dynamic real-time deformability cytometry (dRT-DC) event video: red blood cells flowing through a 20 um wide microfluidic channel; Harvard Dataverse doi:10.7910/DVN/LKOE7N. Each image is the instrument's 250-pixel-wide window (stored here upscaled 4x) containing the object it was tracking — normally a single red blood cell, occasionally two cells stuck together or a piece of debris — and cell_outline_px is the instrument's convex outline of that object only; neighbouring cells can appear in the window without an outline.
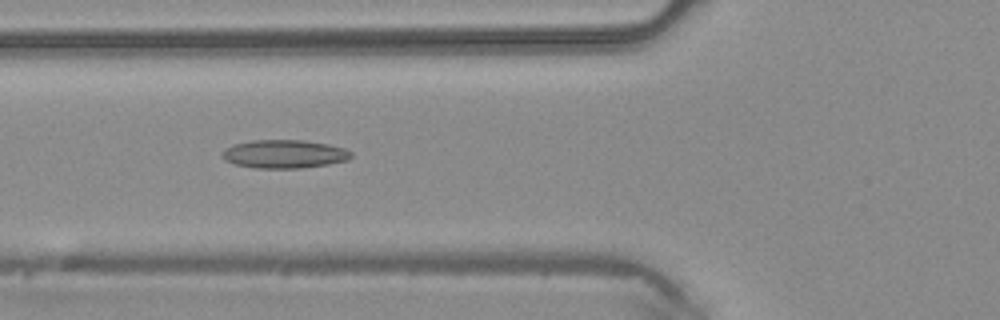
{"species": "common noctule bat (a hibernating species)", "species_latin": "Nyctalus noctula", "temperature_condition": "warm", "stored_images_in_passage": 47, "camera_frame_rate_fps": 3000, "um_per_image_px": 0.085, "animal": {"sex": "male", "body_mass_g": 20.4}, "frame": {"image": 1, "passage_image": 17, "time_ms": 5.333, "image_size_px": [1000, 320], "cell_outline_px": [[352, 156], [348, 160], [328, 164], [300, 168], [256, 168], [236, 164], [224, 160], [220, 156], [228, 148], [236, 144], [252, 140], [304, 140], [328, 144], [344, 148], [352, 152]], "centroid_in_image_um": [24.2, 13.09], "position_along_channel_um": 101.6, "area_um2": 21.15}}
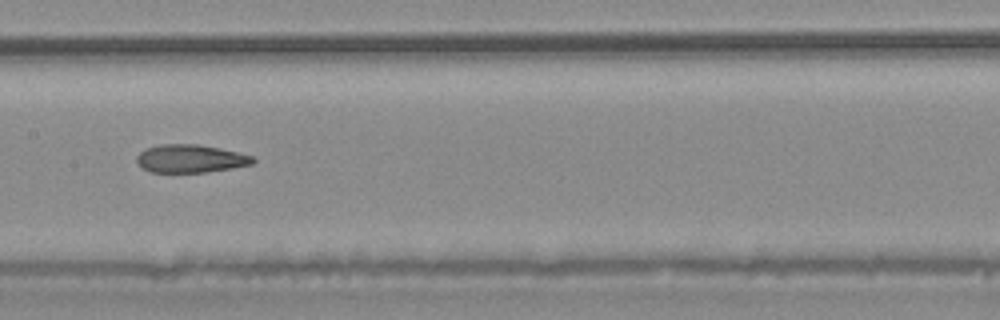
{"frame": {"image": 2, "passage_image": 23, "time_ms": 7.333, "image_size_px": [1000, 320], "cell_outline_px": [[256, 160], [252, 164], [232, 168], [204, 172], [148, 172], [136, 160], [136, 156], [144, 148], [160, 144], [196, 144], [220, 148], [252, 156]], "centroid_in_image_um": [16.16, 13.48], "position_along_channel_um": 191.2, "area_um2": 18.9}}
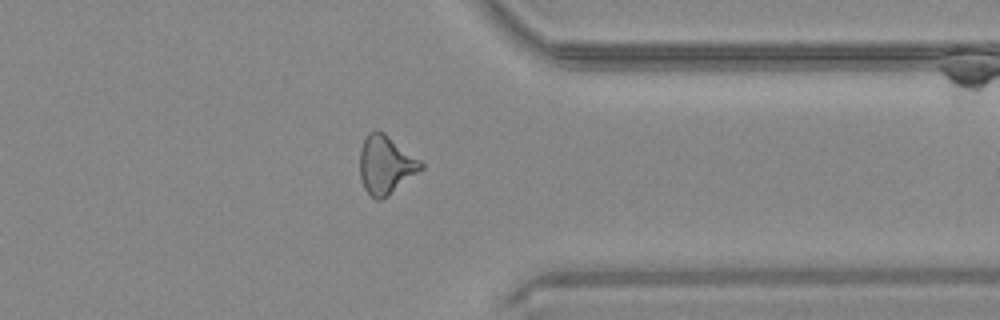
{"frame": {"image": 3, "passage_image": 36, "time_ms": 11.667, "image_size_px": [1000, 320], "cell_outline_px": [[424, 168], [388, 196], [380, 200], [376, 200], [364, 188], [360, 176], [360, 152], [364, 140], [368, 132], [384, 132], [420, 160], [424, 164]], "centroid_in_image_um": [32.79, 14.03], "position_along_channel_um": 378.6, "area_um2": 20.58}}